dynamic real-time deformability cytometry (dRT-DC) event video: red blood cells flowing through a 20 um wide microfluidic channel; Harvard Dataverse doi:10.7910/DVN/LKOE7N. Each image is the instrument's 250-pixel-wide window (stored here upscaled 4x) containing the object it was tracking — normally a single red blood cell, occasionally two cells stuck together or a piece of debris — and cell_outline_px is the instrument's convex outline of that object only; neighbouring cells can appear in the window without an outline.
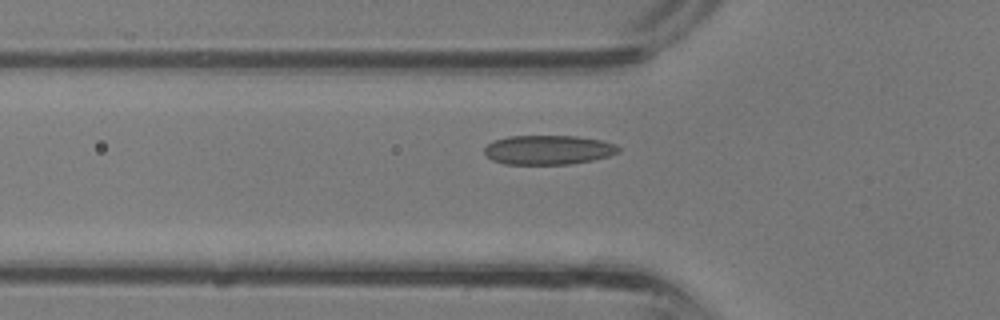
{"species": "common noctule bat (a hibernating species)", "species_latin": "Nyctalus noctula", "temperature_condition": "room temperature", "stored_images_in_passage": 35, "camera_frame_rate_fps": 3000, "um_per_image_px": 0.085, "animal": {"sex": "male", "body_mass_g": 13.3}, "frame": {"image": 1, "passage_image": 13, "time_ms": 4.0, "image_size_px": [1000, 320], "cell_outline_px": [[620, 148], [616, 152], [608, 156], [592, 160], [568, 164], [504, 164], [492, 160], [484, 152], [484, 148], [488, 144], [496, 140], [508, 136], [576, 136], [600, 140], [612, 144]], "centroid_in_image_um": [46.55, 12.74], "position_along_channel_um": 79.2, "area_um2": 22.6}}
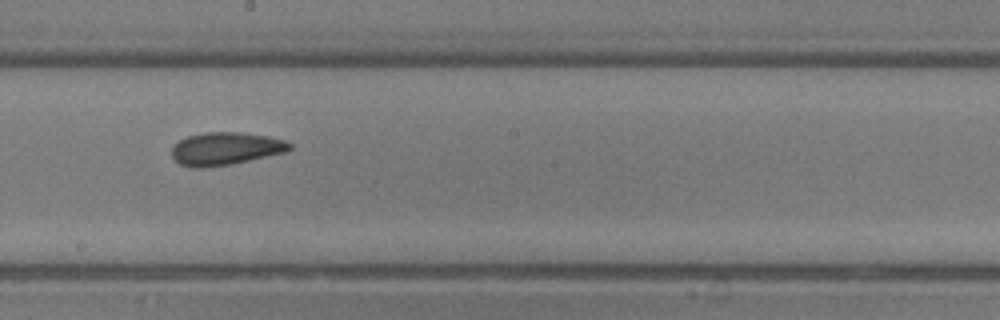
{"frame": {"image": 2, "passage_image": 21, "time_ms": 6.667, "image_size_px": [1000, 320], "cell_outline_px": [[292, 148], [284, 152], [232, 164], [204, 168], [192, 168], [180, 164], [172, 156], [172, 148], [180, 140], [188, 136], [208, 132], [240, 132], [268, 136], [284, 140], [292, 144]], "centroid_in_image_um": [19.17, 12.64], "position_along_channel_um": 229.0, "area_um2": 22.37}}
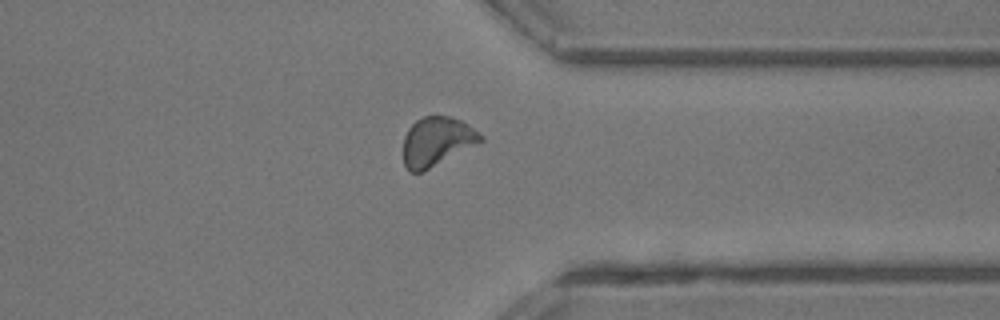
{"frame": {"image": 3, "passage_image": 29, "time_ms": 9.333, "image_size_px": [1000, 320], "cell_outline_px": [[484, 140], [420, 172], [408, 172], [404, 164], [404, 136], [408, 128], [416, 120], [424, 116], [452, 116], [468, 124], [484, 136]], "centroid_in_image_um": [37.11, 11.99], "position_along_channel_um": 374.3, "area_um2": 21.73}}